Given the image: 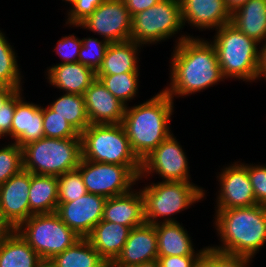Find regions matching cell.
Instances as JSON below:
<instances>
[{"label": "cell", "mask_w": 266, "mask_h": 267, "mask_svg": "<svg viewBox=\"0 0 266 267\" xmlns=\"http://www.w3.org/2000/svg\"><path fill=\"white\" fill-rule=\"evenodd\" d=\"M215 172L217 192L214 193V210L250 207L257 204L247 167L238 159L219 166Z\"/></svg>", "instance_id": "13"}, {"label": "cell", "mask_w": 266, "mask_h": 267, "mask_svg": "<svg viewBox=\"0 0 266 267\" xmlns=\"http://www.w3.org/2000/svg\"><path fill=\"white\" fill-rule=\"evenodd\" d=\"M240 161L247 167L257 204L266 206V164L259 161L254 164L246 163L242 159Z\"/></svg>", "instance_id": "38"}, {"label": "cell", "mask_w": 266, "mask_h": 267, "mask_svg": "<svg viewBox=\"0 0 266 267\" xmlns=\"http://www.w3.org/2000/svg\"><path fill=\"white\" fill-rule=\"evenodd\" d=\"M14 231L15 228L5 218L3 211L0 208V242L10 236Z\"/></svg>", "instance_id": "45"}, {"label": "cell", "mask_w": 266, "mask_h": 267, "mask_svg": "<svg viewBox=\"0 0 266 267\" xmlns=\"http://www.w3.org/2000/svg\"><path fill=\"white\" fill-rule=\"evenodd\" d=\"M158 259L155 225L144 223L131 229L122 251L110 267H133Z\"/></svg>", "instance_id": "17"}, {"label": "cell", "mask_w": 266, "mask_h": 267, "mask_svg": "<svg viewBox=\"0 0 266 267\" xmlns=\"http://www.w3.org/2000/svg\"><path fill=\"white\" fill-rule=\"evenodd\" d=\"M24 89L16 90L0 108V136L3 140L11 142L13 115L16 104L25 96Z\"/></svg>", "instance_id": "39"}, {"label": "cell", "mask_w": 266, "mask_h": 267, "mask_svg": "<svg viewBox=\"0 0 266 267\" xmlns=\"http://www.w3.org/2000/svg\"><path fill=\"white\" fill-rule=\"evenodd\" d=\"M260 80L266 82V40L260 44L258 74L255 83Z\"/></svg>", "instance_id": "44"}, {"label": "cell", "mask_w": 266, "mask_h": 267, "mask_svg": "<svg viewBox=\"0 0 266 267\" xmlns=\"http://www.w3.org/2000/svg\"><path fill=\"white\" fill-rule=\"evenodd\" d=\"M22 88L0 87V108L8 100V98L16 91Z\"/></svg>", "instance_id": "46"}, {"label": "cell", "mask_w": 266, "mask_h": 267, "mask_svg": "<svg viewBox=\"0 0 266 267\" xmlns=\"http://www.w3.org/2000/svg\"><path fill=\"white\" fill-rule=\"evenodd\" d=\"M136 185L127 193L106 199L102 220L131 229L145 223L144 200L139 185Z\"/></svg>", "instance_id": "20"}, {"label": "cell", "mask_w": 266, "mask_h": 267, "mask_svg": "<svg viewBox=\"0 0 266 267\" xmlns=\"http://www.w3.org/2000/svg\"><path fill=\"white\" fill-rule=\"evenodd\" d=\"M105 0H74L65 11V24L75 26L79 25L88 18L94 10L101 5Z\"/></svg>", "instance_id": "37"}, {"label": "cell", "mask_w": 266, "mask_h": 267, "mask_svg": "<svg viewBox=\"0 0 266 267\" xmlns=\"http://www.w3.org/2000/svg\"><path fill=\"white\" fill-rule=\"evenodd\" d=\"M81 173L87 192L111 198L133 189L140 175L141 166H123L101 162L80 161Z\"/></svg>", "instance_id": "10"}, {"label": "cell", "mask_w": 266, "mask_h": 267, "mask_svg": "<svg viewBox=\"0 0 266 267\" xmlns=\"http://www.w3.org/2000/svg\"><path fill=\"white\" fill-rule=\"evenodd\" d=\"M143 48L142 45L136 43L134 40L110 43L96 75L141 72L140 59L142 58L140 54L144 51Z\"/></svg>", "instance_id": "23"}, {"label": "cell", "mask_w": 266, "mask_h": 267, "mask_svg": "<svg viewBox=\"0 0 266 267\" xmlns=\"http://www.w3.org/2000/svg\"><path fill=\"white\" fill-rule=\"evenodd\" d=\"M253 258L243 255H232L217 251V267H252Z\"/></svg>", "instance_id": "40"}, {"label": "cell", "mask_w": 266, "mask_h": 267, "mask_svg": "<svg viewBox=\"0 0 266 267\" xmlns=\"http://www.w3.org/2000/svg\"><path fill=\"white\" fill-rule=\"evenodd\" d=\"M193 267H217V251L207 245L205 251L198 257Z\"/></svg>", "instance_id": "43"}, {"label": "cell", "mask_w": 266, "mask_h": 267, "mask_svg": "<svg viewBox=\"0 0 266 267\" xmlns=\"http://www.w3.org/2000/svg\"><path fill=\"white\" fill-rule=\"evenodd\" d=\"M90 124L122 123L126 106L99 79H95L84 93Z\"/></svg>", "instance_id": "18"}, {"label": "cell", "mask_w": 266, "mask_h": 267, "mask_svg": "<svg viewBox=\"0 0 266 267\" xmlns=\"http://www.w3.org/2000/svg\"><path fill=\"white\" fill-rule=\"evenodd\" d=\"M57 179L58 203L72 202L88 193L77 169L61 174Z\"/></svg>", "instance_id": "35"}, {"label": "cell", "mask_w": 266, "mask_h": 267, "mask_svg": "<svg viewBox=\"0 0 266 267\" xmlns=\"http://www.w3.org/2000/svg\"><path fill=\"white\" fill-rule=\"evenodd\" d=\"M213 212L212 228L220 241L208 246L221 253L255 259L266 246V206L256 204Z\"/></svg>", "instance_id": "2"}, {"label": "cell", "mask_w": 266, "mask_h": 267, "mask_svg": "<svg viewBox=\"0 0 266 267\" xmlns=\"http://www.w3.org/2000/svg\"><path fill=\"white\" fill-rule=\"evenodd\" d=\"M157 234L158 256L201 255L207 246L195 248L193 237L181 222L158 223Z\"/></svg>", "instance_id": "22"}, {"label": "cell", "mask_w": 266, "mask_h": 267, "mask_svg": "<svg viewBox=\"0 0 266 267\" xmlns=\"http://www.w3.org/2000/svg\"><path fill=\"white\" fill-rule=\"evenodd\" d=\"M106 198L86 193L81 198L65 203H58L56 214L81 238H86L102 220Z\"/></svg>", "instance_id": "14"}, {"label": "cell", "mask_w": 266, "mask_h": 267, "mask_svg": "<svg viewBox=\"0 0 266 267\" xmlns=\"http://www.w3.org/2000/svg\"><path fill=\"white\" fill-rule=\"evenodd\" d=\"M193 34L184 31L179 0H160L132 17L131 40L145 49L171 38L176 46L188 37H194Z\"/></svg>", "instance_id": "6"}, {"label": "cell", "mask_w": 266, "mask_h": 267, "mask_svg": "<svg viewBox=\"0 0 266 267\" xmlns=\"http://www.w3.org/2000/svg\"><path fill=\"white\" fill-rule=\"evenodd\" d=\"M22 159L25 171L58 177L77 169L82 159V141L44 137L23 146Z\"/></svg>", "instance_id": "7"}, {"label": "cell", "mask_w": 266, "mask_h": 267, "mask_svg": "<svg viewBox=\"0 0 266 267\" xmlns=\"http://www.w3.org/2000/svg\"><path fill=\"white\" fill-rule=\"evenodd\" d=\"M133 267H160L158 260H152L148 262H143L139 265H135Z\"/></svg>", "instance_id": "48"}, {"label": "cell", "mask_w": 266, "mask_h": 267, "mask_svg": "<svg viewBox=\"0 0 266 267\" xmlns=\"http://www.w3.org/2000/svg\"><path fill=\"white\" fill-rule=\"evenodd\" d=\"M87 35L81 38L82 46L80 47L78 62L97 72L105 56L109 42L102 38Z\"/></svg>", "instance_id": "33"}, {"label": "cell", "mask_w": 266, "mask_h": 267, "mask_svg": "<svg viewBox=\"0 0 266 267\" xmlns=\"http://www.w3.org/2000/svg\"><path fill=\"white\" fill-rule=\"evenodd\" d=\"M249 0H225L227 7L231 12H234L244 3L248 2Z\"/></svg>", "instance_id": "47"}, {"label": "cell", "mask_w": 266, "mask_h": 267, "mask_svg": "<svg viewBox=\"0 0 266 267\" xmlns=\"http://www.w3.org/2000/svg\"><path fill=\"white\" fill-rule=\"evenodd\" d=\"M140 72H127L114 75H96L103 85L126 107L138 99L141 87Z\"/></svg>", "instance_id": "31"}, {"label": "cell", "mask_w": 266, "mask_h": 267, "mask_svg": "<svg viewBox=\"0 0 266 267\" xmlns=\"http://www.w3.org/2000/svg\"><path fill=\"white\" fill-rule=\"evenodd\" d=\"M44 137L55 139L81 138L80 134L48 105H42Z\"/></svg>", "instance_id": "34"}, {"label": "cell", "mask_w": 266, "mask_h": 267, "mask_svg": "<svg viewBox=\"0 0 266 267\" xmlns=\"http://www.w3.org/2000/svg\"><path fill=\"white\" fill-rule=\"evenodd\" d=\"M200 255L158 256L160 267H193Z\"/></svg>", "instance_id": "41"}, {"label": "cell", "mask_w": 266, "mask_h": 267, "mask_svg": "<svg viewBox=\"0 0 266 267\" xmlns=\"http://www.w3.org/2000/svg\"><path fill=\"white\" fill-rule=\"evenodd\" d=\"M92 32L109 43L131 40L132 17L123 0H105L79 25H65Z\"/></svg>", "instance_id": "12"}, {"label": "cell", "mask_w": 266, "mask_h": 267, "mask_svg": "<svg viewBox=\"0 0 266 267\" xmlns=\"http://www.w3.org/2000/svg\"><path fill=\"white\" fill-rule=\"evenodd\" d=\"M213 35L209 40L215 46L224 79L248 85L255 83L260 43L242 33L231 22L215 30Z\"/></svg>", "instance_id": "5"}, {"label": "cell", "mask_w": 266, "mask_h": 267, "mask_svg": "<svg viewBox=\"0 0 266 267\" xmlns=\"http://www.w3.org/2000/svg\"><path fill=\"white\" fill-rule=\"evenodd\" d=\"M82 158L92 162L141 166L122 124H90L81 134Z\"/></svg>", "instance_id": "8"}, {"label": "cell", "mask_w": 266, "mask_h": 267, "mask_svg": "<svg viewBox=\"0 0 266 267\" xmlns=\"http://www.w3.org/2000/svg\"><path fill=\"white\" fill-rule=\"evenodd\" d=\"M23 169L22 148L15 142L0 143V185Z\"/></svg>", "instance_id": "32"}, {"label": "cell", "mask_w": 266, "mask_h": 267, "mask_svg": "<svg viewBox=\"0 0 266 267\" xmlns=\"http://www.w3.org/2000/svg\"><path fill=\"white\" fill-rule=\"evenodd\" d=\"M169 62V79L162 89L175 102L225 83L215 46L200 35L188 37L173 46ZM176 98V99H175Z\"/></svg>", "instance_id": "1"}, {"label": "cell", "mask_w": 266, "mask_h": 267, "mask_svg": "<svg viewBox=\"0 0 266 267\" xmlns=\"http://www.w3.org/2000/svg\"><path fill=\"white\" fill-rule=\"evenodd\" d=\"M31 172L22 169L0 185V208L16 229L29 218V189Z\"/></svg>", "instance_id": "16"}, {"label": "cell", "mask_w": 266, "mask_h": 267, "mask_svg": "<svg viewBox=\"0 0 266 267\" xmlns=\"http://www.w3.org/2000/svg\"><path fill=\"white\" fill-rule=\"evenodd\" d=\"M175 102L163 90L151 98L127 106L122 126L131 148L140 161L172 133Z\"/></svg>", "instance_id": "3"}, {"label": "cell", "mask_w": 266, "mask_h": 267, "mask_svg": "<svg viewBox=\"0 0 266 267\" xmlns=\"http://www.w3.org/2000/svg\"><path fill=\"white\" fill-rule=\"evenodd\" d=\"M52 48V53L55 52L60 58V62L63 63H76L78 62V55L80 47L82 46V40L74 32L72 34L61 36Z\"/></svg>", "instance_id": "36"}, {"label": "cell", "mask_w": 266, "mask_h": 267, "mask_svg": "<svg viewBox=\"0 0 266 267\" xmlns=\"http://www.w3.org/2000/svg\"><path fill=\"white\" fill-rule=\"evenodd\" d=\"M9 41L3 28L0 29V87L24 88V71L18 61L17 50Z\"/></svg>", "instance_id": "30"}, {"label": "cell", "mask_w": 266, "mask_h": 267, "mask_svg": "<svg viewBox=\"0 0 266 267\" xmlns=\"http://www.w3.org/2000/svg\"><path fill=\"white\" fill-rule=\"evenodd\" d=\"M43 260H51L81 237L56 213L33 214L15 229Z\"/></svg>", "instance_id": "9"}, {"label": "cell", "mask_w": 266, "mask_h": 267, "mask_svg": "<svg viewBox=\"0 0 266 267\" xmlns=\"http://www.w3.org/2000/svg\"><path fill=\"white\" fill-rule=\"evenodd\" d=\"M51 260L57 267H110L87 238H81Z\"/></svg>", "instance_id": "28"}, {"label": "cell", "mask_w": 266, "mask_h": 267, "mask_svg": "<svg viewBox=\"0 0 266 267\" xmlns=\"http://www.w3.org/2000/svg\"><path fill=\"white\" fill-rule=\"evenodd\" d=\"M176 137L172 133L141 161L138 179L150 181L157 175L160 181L195 182L191 180V166L187 152Z\"/></svg>", "instance_id": "11"}, {"label": "cell", "mask_w": 266, "mask_h": 267, "mask_svg": "<svg viewBox=\"0 0 266 267\" xmlns=\"http://www.w3.org/2000/svg\"><path fill=\"white\" fill-rule=\"evenodd\" d=\"M44 76L46 83L56 88L59 93L84 95L85 90L96 79V72L91 68L76 63L51 64L46 67Z\"/></svg>", "instance_id": "19"}, {"label": "cell", "mask_w": 266, "mask_h": 267, "mask_svg": "<svg viewBox=\"0 0 266 267\" xmlns=\"http://www.w3.org/2000/svg\"><path fill=\"white\" fill-rule=\"evenodd\" d=\"M131 228L101 220L86 237L100 256L111 264L122 251Z\"/></svg>", "instance_id": "24"}, {"label": "cell", "mask_w": 266, "mask_h": 267, "mask_svg": "<svg viewBox=\"0 0 266 267\" xmlns=\"http://www.w3.org/2000/svg\"><path fill=\"white\" fill-rule=\"evenodd\" d=\"M184 28L214 32L230 23L232 12L225 0H179Z\"/></svg>", "instance_id": "15"}, {"label": "cell", "mask_w": 266, "mask_h": 267, "mask_svg": "<svg viewBox=\"0 0 266 267\" xmlns=\"http://www.w3.org/2000/svg\"><path fill=\"white\" fill-rule=\"evenodd\" d=\"M36 267H57L52 260H41Z\"/></svg>", "instance_id": "49"}, {"label": "cell", "mask_w": 266, "mask_h": 267, "mask_svg": "<svg viewBox=\"0 0 266 267\" xmlns=\"http://www.w3.org/2000/svg\"><path fill=\"white\" fill-rule=\"evenodd\" d=\"M42 105L27 101L24 96L15 107L11 126V142L21 148L44 138Z\"/></svg>", "instance_id": "21"}, {"label": "cell", "mask_w": 266, "mask_h": 267, "mask_svg": "<svg viewBox=\"0 0 266 267\" xmlns=\"http://www.w3.org/2000/svg\"><path fill=\"white\" fill-rule=\"evenodd\" d=\"M41 260L16 230L0 242V267H36Z\"/></svg>", "instance_id": "27"}, {"label": "cell", "mask_w": 266, "mask_h": 267, "mask_svg": "<svg viewBox=\"0 0 266 267\" xmlns=\"http://www.w3.org/2000/svg\"><path fill=\"white\" fill-rule=\"evenodd\" d=\"M47 105L65 119L79 134L90 125L85 107L84 95L60 93Z\"/></svg>", "instance_id": "29"}, {"label": "cell", "mask_w": 266, "mask_h": 267, "mask_svg": "<svg viewBox=\"0 0 266 267\" xmlns=\"http://www.w3.org/2000/svg\"><path fill=\"white\" fill-rule=\"evenodd\" d=\"M231 23L261 44L266 40V0H249L244 3L232 12Z\"/></svg>", "instance_id": "25"}, {"label": "cell", "mask_w": 266, "mask_h": 267, "mask_svg": "<svg viewBox=\"0 0 266 267\" xmlns=\"http://www.w3.org/2000/svg\"><path fill=\"white\" fill-rule=\"evenodd\" d=\"M146 181V182H145ZM144 200L145 222L158 223L180 222V214L207 199L209 192L204 187L187 181H158L138 179L137 184ZM149 183V184H148ZM176 216V217H174Z\"/></svg>", "instance_id": "4"}, {"label": "cell", "mask_w": 266, "mask_h": 267, "mask_svg": "<svg viewBox=\"0 0 266 267\" xmlns=\"http://www.w3.org/2000/svg\"><path fill=\"white\" fill-rule=\"evenodd\" d=\"M29 217L33 214L56 213L58 206L57 176L31 173Z\"/></svg>", "instance_id": "26"}, {"label": "cell", "mask_w": 266, "mask_h": 267, "mask_svg": "<svg viewBox=\"0 0 266 267\" xmlns=\"http://www.w3.org/2000/svg\"><path fill=\"white\" fill-rule=\"evenodd\" d=\"M62 2V4H63V2L65 3V4H63V6L65 5H68V6H70V4L74 1V0H61Z\"/></svg>", "instance_id": "50"}, {"label": "cell", "mask_w": 266, "mask_h": 267, "mask_svg": "<svg viewBox=\"0 0 266 267\" xmlns=\"http://www.w3.org/2000/svg\"><path fill=\"white\" fill-rule=\"evenodd\" d=\"M160 0H123L131 17L149 7L156 5Z\"/></svg>", "instance_id": "42"}]
</instances>
